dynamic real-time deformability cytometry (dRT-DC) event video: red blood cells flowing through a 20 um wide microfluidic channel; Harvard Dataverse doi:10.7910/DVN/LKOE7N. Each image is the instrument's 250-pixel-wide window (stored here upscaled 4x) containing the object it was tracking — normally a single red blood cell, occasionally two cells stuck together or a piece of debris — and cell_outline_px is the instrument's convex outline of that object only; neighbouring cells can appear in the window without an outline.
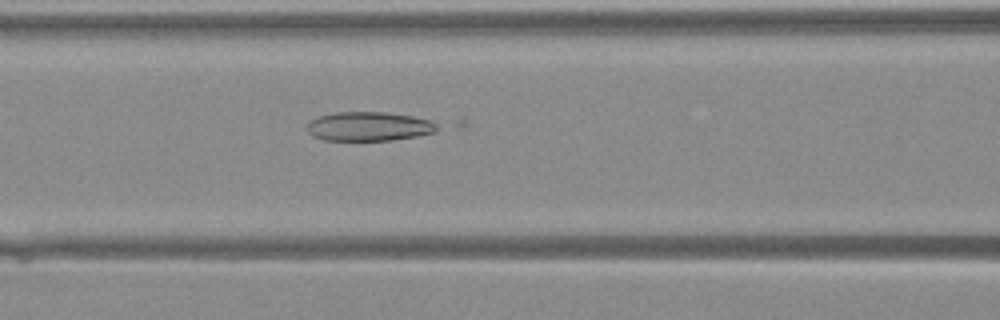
{"species": "Egyptian fruit bat (a non-hibernating species)", "species_latin": "Rousettus aegyptiacus", "temperature_condition": "warm", "stored_images_in_passage": 28, "camera_frame_rate_fps": 3000, "um_per_image_px": 0.085, "animal": {"sex": "female"}, "frame": {"image": 1, "passage_image": 9, "time_ms": 2.667, "image_size_px": [1000, 320], "cell_outline_px": [[436, 128], [432, 132], [420, 136], [392, 140], [324, 140], [312, 136], [308, 132], [308, 120], [316, 116], [336, 112], [384, 112], [412, 116], [428, 120], [436, 124]], "centroid_in_image_um": [31.28, 10.74], "position_along_channel_um": 135.3, "area_um2": 22.02}}
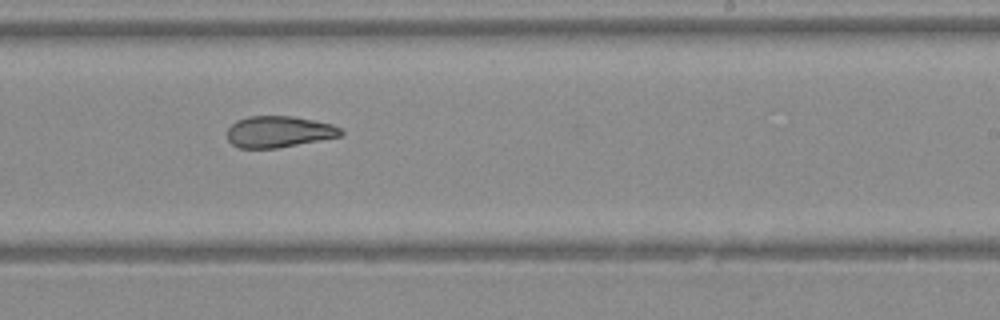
{"frame": {"image": 2, "passage_image": 17, "time_ms": 5.333, "image_size_px": [1000, 320], "cell_outline_px": [[344, 132], [340, 136], [320, 140], [276, 148], [240, 148], [232, 144], [228, 140], [228, 128], [236, 120], [248, 116], [292, 116], [332, 124], [340, 128]], "centroid_in_image_um": [23.68, 11.19], "position_along_channel_um": 265.3, "area_um2": 20.63}}
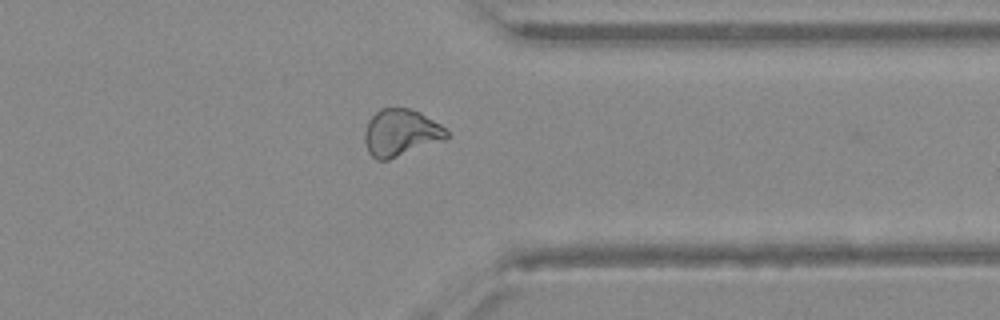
{"frame": {"image": 3, "passage_image": 24, "time_ms": 7.667, "image_size_px": [1000, 320], "cell_outline_px": [[448, 136], [444, 140], [388, 160], [376, 160], [368, 152], [364, 140], [364, 132], [368, 120], [380, 108], [408, 108], [420, 112], [440, 124], [448, 132]], "centroid_in_image_um": [34.04, 11.28], "position_along_channel_um": 377.4, "area_um2": 22.43}}